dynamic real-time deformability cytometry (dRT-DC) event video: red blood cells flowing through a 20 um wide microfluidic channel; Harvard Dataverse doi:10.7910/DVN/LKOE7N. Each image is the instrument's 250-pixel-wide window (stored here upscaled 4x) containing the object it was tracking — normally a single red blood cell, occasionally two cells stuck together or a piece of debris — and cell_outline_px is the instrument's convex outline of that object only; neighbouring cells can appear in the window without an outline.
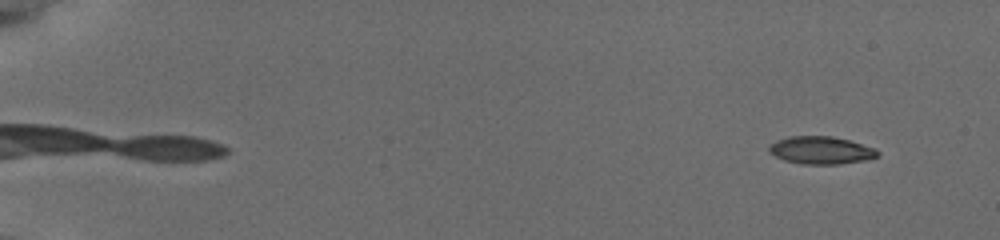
{"species": "common noctule bat (a hibernating species)", "species_latin": "Nyctalus noctula", "temperature_condition": "cold", "stored_images_in_passage": 16, "camera_frame_rate_fps": 3000, "um_per_image_px": 0.085, "animal": {"sex": "female", "body_mass_g": 19.5, "forearm_length_mm": 54.1}, "frame": {"image": 1, "passage_image": 4, "time_ms": 1.0, "image_size_px": [1000, 240], "cell_outline_px": [[880, 156], [868, 160], [840, 164], [800, 164], [784, 160], [768, 152], [768, 148], [776, 140], [788, 136], [832, 136], [848, 140], [876, 148], [880, 152]], "centroid_in_image_um": [69.82, 12.78], "position_along_channel_um": 15.2, "area_um2": 17.69}}
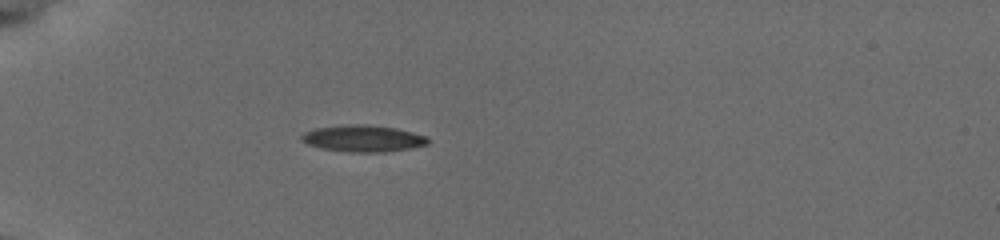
{"frame": {"image": 2, "passage_image": 16, "time_ms": 5.667, "image_size_px": [1000, 240], "cell_outline_px": [[428, 144], [408, 148], [384, 152], [352, 152], [320, 148], [308, 144], [300, 140], [300, 136], [304, 132], [316, 128], [348, 124], [364, 124], [396, 128], [428, 136]], "centroid_in_image_um": [30.84, 11.76], "position_along_channel_um": 54.2, "area_um2": 19.54}}